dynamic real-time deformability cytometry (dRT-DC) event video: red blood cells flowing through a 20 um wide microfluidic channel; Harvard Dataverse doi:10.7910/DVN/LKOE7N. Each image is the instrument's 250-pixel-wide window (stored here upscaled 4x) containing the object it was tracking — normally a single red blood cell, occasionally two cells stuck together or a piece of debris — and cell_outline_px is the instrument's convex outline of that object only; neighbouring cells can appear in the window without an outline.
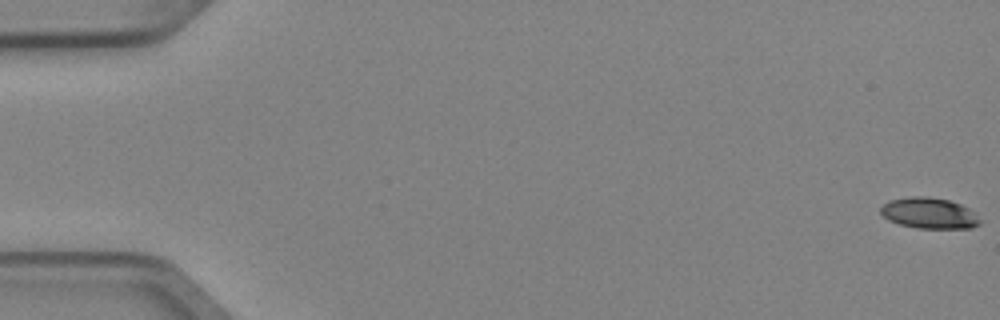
{"species": "Egyptian fruit bat (a non-hibernating species)", "species_latin": "Rousettus aegyptiacus", "temperature_condition": "cold", "stored_images_in_passage": 6, "camera_frame_rate_fps": 3000, "um_per_image_px": 0.085, "animal": {"sex": "female"}, "frame": {"image": 1, "passage_image": 1, "time_ms": 0.0, "image_size_px": [1000, 320], "cell_outline_px": [[980, 224], [972, 228], [916, 228], [900, 224], [888, 220], [880, 212], [880, 208], [888, 200], [908, 196], [928, 196], [948, 200], [960, 204], [968, 208], [980, 220]], "centroid_in_image_um": [78.94, 18.11], "position_along_channel_um": 6.1, "area_um2": 17.86}}